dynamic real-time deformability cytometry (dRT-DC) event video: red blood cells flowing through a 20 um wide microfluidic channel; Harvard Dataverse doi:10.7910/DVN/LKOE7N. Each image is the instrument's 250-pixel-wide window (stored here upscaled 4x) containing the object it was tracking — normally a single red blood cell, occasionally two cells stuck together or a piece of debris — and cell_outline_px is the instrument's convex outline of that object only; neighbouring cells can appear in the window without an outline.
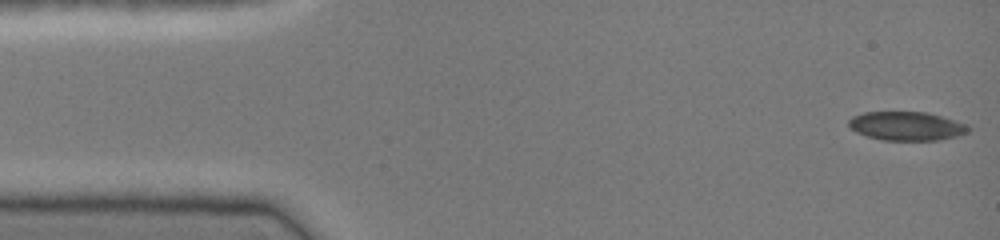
{"species": "common noctule bat (a hibernating species)", "species_latin": "Nyctalus noctula", "temperature_condition": "cold", "stored_images_in_passage": 12, "camera_frame_rate_fps": 3000, "um_per_image_px": 0.085, "animal": {"sex": "female", "body_mass_g": 19.0, "forearm_length_mm": 51.5}, "frame": {"image": 1, "passage_image": 1, "time_ms": 0.0, "image_size_px": [1000, 240], "cell_outline_px": [[972, 128], [968, 132], [960, 136], [940, 140], [880, 140], [856, 132], [848, 124], [848, 120], [852, 116], [864, 112], [928, 112], [956, 120], [968, 124]], "centroid_in_image_um": [77.12, 10.71], "position_along_channel_um": 7.9, "area_um2": 20.35}}